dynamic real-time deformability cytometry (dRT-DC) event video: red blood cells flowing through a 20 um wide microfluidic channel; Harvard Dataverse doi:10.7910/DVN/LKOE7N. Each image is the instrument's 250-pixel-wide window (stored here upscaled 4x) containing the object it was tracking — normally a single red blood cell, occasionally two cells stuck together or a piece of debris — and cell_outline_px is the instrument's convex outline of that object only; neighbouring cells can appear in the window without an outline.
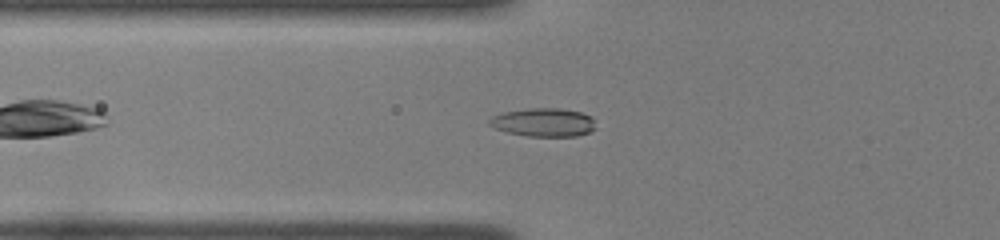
{"species": "common noctule bat (a hibernating species)", "species_latin": "Nyctalus noctula", "temperature_condition": "room temperature", "stored_images_in_passage": 40, "camera_frame_rate_fps": 3000, "um_per_image_px": 0.085, "animal": {"sex": "female", "body_mass_g": 22.0, "forearm_length_mm": 56.7}, "frame": {"image": 1, "passage_image": 9, "time_ms": 2.667, "image_size_px": [1000, 240], "cell_outline_px": [[596, 128], [588, 132], [576, 136], [528, 136], [508, 132], [496, 128], [488, 124], [488, 120], [492, 116], [504, 112], [528, 108], [560, 108], [580, 112], [592, 116]], "centroid_in_image_um": [46.21, 10.39], "position_along_channel_um": 79.6, "area_um2": 17.57}}
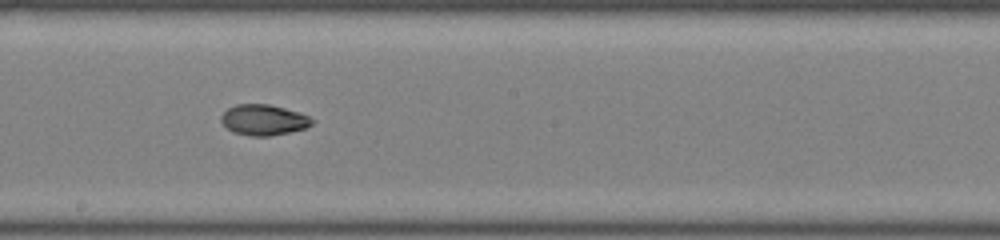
{"frame": {"image": 2, "passage_image": 20, "time_ms": 6.333, "image_size_px": [1000, 240], "cell_outline_px": [[316, 120], [312, 124], [304, 128], [288, 132], [268, 136], [252, 136], [232, 132], [220, 120], [220, 116], [228, 108], [236, 104], [268, 104], [284, 108], [308, 116]], "centroid_in_image_um": [22.38, 10.19], "position_along_channel_um": 225.8, "area_um2": 16.07}}
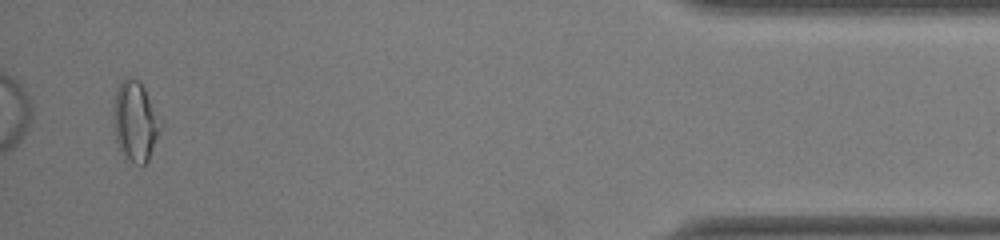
{"frame": {"image": 3, "passage_image": 39, "time_ms": 12.667, "image_size_px": [1000, 240], "cell_outline_px": [[164, 120], [148, 160], [144, 168], [136, 164], [120, 152], [116, 140], [112, 124], [112, 112], [116, 88], [124, 76], [128, 76], [140, 80]], "centroid_in_image_um": [11.5, 10.26], "position_along_channel_um": 423.7, "area_um2": 22.89}, "authors_computed_cell_mechanics": {"area_um2": 16.473, "velocity_mm_per_s": 4.0055, "shape_relaxation_time_tau1_ms": null, "shape_relaxation_time_tau2_ms": 1.2986, "deformation_change_tau1": null, "deformation_change_tau2": 0.0489}}